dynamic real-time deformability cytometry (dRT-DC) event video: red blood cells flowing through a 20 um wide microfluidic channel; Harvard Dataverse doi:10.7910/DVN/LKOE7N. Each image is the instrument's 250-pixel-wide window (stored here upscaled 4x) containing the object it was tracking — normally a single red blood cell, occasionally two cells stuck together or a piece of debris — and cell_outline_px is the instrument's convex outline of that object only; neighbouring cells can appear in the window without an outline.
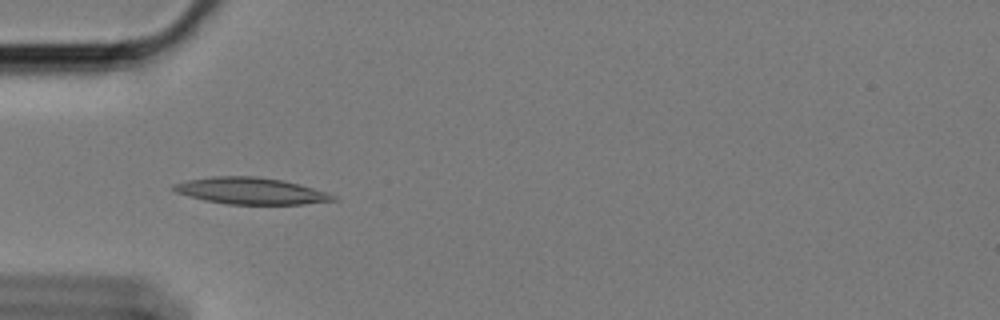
{"species": "Egyptian fruit bat (a non-hibernating species)", "species_latin": "Rousettus aegyptiacus", "temperature_condition": "cold", "stored_images_in_passage": 54, "camera_frame_rate_fps": 3000, "um_per_image_px": 0.085, "animal": {"sex": "female"}, "frame": {"image": 1, "passage_image": 13, "time_ms": 4.0, "image_size_px": [1000, 320], "cell_outline_px": [[340, 200], [304, 204], [228, 204], [204, 200], [176, 192], [172, 188], [172, 184], [188, 180], [212, 176], [256, 176], [284, 180], [300, 184], [336, 196]], "centroid_in_image_um": [21.33, 16.22], "position_along_channel_um": 63.7, "area_um2": 24.68}}
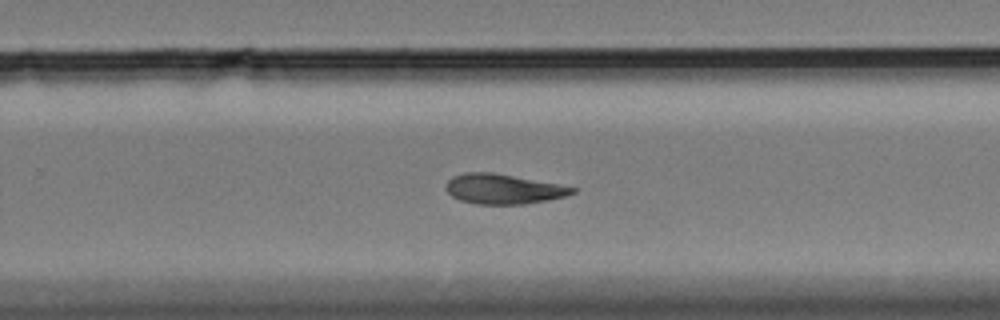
{"frame": {"image": 2, "passage_image": 33, "time_ms": 10.667, "image_size_px": [1000, 320], "cell_outline_px": [[576, 192], [568, 196], [548, 200], [524, 204], [476, 204], [460, 200], [452, 196], [444, 188], [448, 180], [452, 176], [464, 172], [492, 172], [556, 184], [576, 188]], "centroid_in_image_um": [42.74, 16.07], "position_along_channel_um": 287.1, "area_um2": 21.96}}
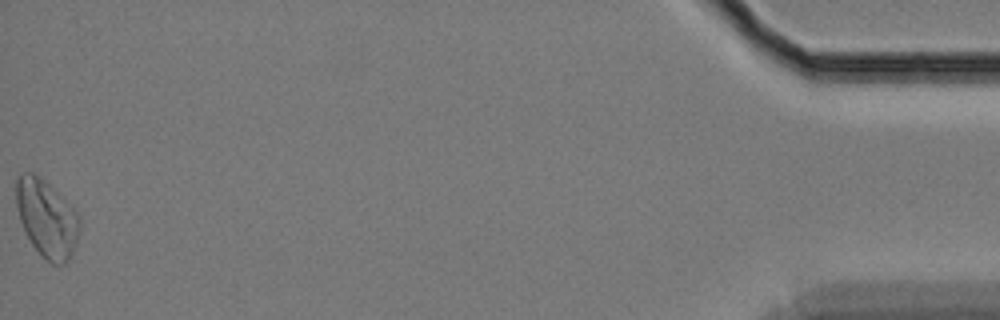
{"frame": {"image": 3, "passage_image": 54, "time_ms": 17.667, "image_size_px": [1000, 320], "cell_outline_px": [[80, 228], [72, 256], [64, 264], [52, 264], [32, 244], [20, 220], [16, 204], [16, 180], [24, 172], [32, 172], [48, 184], [80, 216]], "centroid_in_image_um": [3.98, 18.58], "position_along_channel_um": 431.2, "area_um2": 27.92}, "authors_computed_cell_mechanics": {"area_um2": 23.2645, "velocity_mm_per_s": 3.3683, "shape_relaxation_time_tau1_ms": null, "shape_relaxation_time_tau2_ms": 7.5599, "deformation_change_tau1": null, "deformation_change_tau2": 0.1576}}